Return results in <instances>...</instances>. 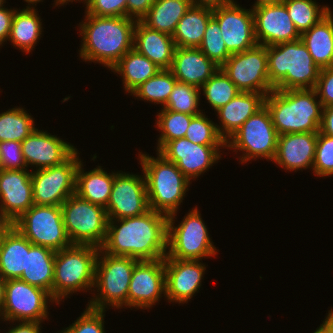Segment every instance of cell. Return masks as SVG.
<instances>
[{"label":"cell","mask_w":333,"mask_h":333,"mask_svg":"<svg viewBox=\"0 0 333 333\" xmlns=\"http://www.w3.org/2000/svg\"><path fill=\"white\" fill-rule=\"evenodd\" d=\"M41 322H27L20 321L19 325L17 324L15 327L12 326L10 330L6 333H41Z\"/></svg>","instance_id":"obj_51"},{"label":"cell","mask_w":333,"mask_h":333,"mask_svg":"<svg viewBox=\"0 0 333 333\" xmlns=\"http://www.w3.org/2000/svg\"><path fill=\"white\" fill-rule=\"evenodd\" d=\"M282 2V0H256L252 7L261 5V4H269V3H277Z\"/></svg>","instance_id":"obj_56"},{"label":"cell","mask_w":333,"mask_h":333,"mask_svg":"<svg viewBox=\"0 0 333 333\" xmlns=\"http://www.w3.org/2000/svg\"><path fill=\"white\" fill-rule=\"evenodd\" d=\"M100 248L72 244L56 251L54 262L53 301L59 304L70 294L91 290L95 284V264Z\"/></svg>","instance_id":"obj_6"},{"label":"cell","mask_w":333,"mask_h":333,"mask_svg":"<svg viewBox=\"0 0 333 333\" xmlns=\"http://www.w3.org/2000/svg\"><path fill=\"white\" fill-rule=\"evenodd\" d=\"M313 333H321V325H320L319 328H317L316 331L313 332Z\"/></svg>","instance_id":"obj_60"},{"label":"cell","mask_w":333,"mask_h":333,"mask_svg":"<svg viewBox=\"0 0 333 333\" xmlns=\"http://www.w3.org/2000/svg\"><path fill=\"white\" fill-rule=\"evenodd\" d=\"M278 133L270 113L264 105L250 116L242 126L226 141V147L233 151H242V162L254 158H265L273 161L277 152Z\"/></svg>","instance_id":"obj_10"},{"label":"cell","mask_w":333,"mask_h":333,"mask_svg":"<svg viewBox=\"0 0 333 333\" xmlns=\"http://www.w3.org/2000/svg\"><path fill=\"white\" fill-rule=\"evenodd\" d=\"M156 0H127L126 17L141 20Z\"/></svg>","instance_id":"obj_48"},{"label":"cell","mask_w":333,"mask_h":333,"mask_svg":"<svg viewBox=\"0 0 333 333\" xmlns=\"http://www.w3.org/2000/svg\"><path fill=\"white\" fill-rule=\"evenodd\" d=\"M36 12L35 7L30 5L26 9L15 10L12 18L8 41L11 40L14 47L26 53L31 52L42 34L41 18Z\"/></svg>","instance_id":"obj_33"},{"label":"cell","mask_w":333,"mask_h":333,"mask_svg":"<svg viewBox=\"0 0 333 333\" xmlns=\"http://www.w3.org/2000/svg\"><path fill=\"white\" fill-rule=\"evenodd\" d=\"M56 251L33 245L26 238V270L19 279L47 291L53 299L54 262Z\"/></svg>","instance_id":"obj_27"},{"label":"cell","mask_w":333,"mask_h":333,"mask_svg":"<svg viewBox=\"0 0 333 333\" xmlns=\"http://www.w3.org/2000/svg\"><path fill=\"white\" fill-rule=\"evenodd\" d=\"M80 161L76 171L75 194L104 208L110 199L114 177L117 173H107L98 166L89 172H84Z\"/></svg>","instance_id":"obj_28"},{"label":"cell","mask_w":333,"mask_h":333,"mask_svg":"<svg viewBox=\"0 0 333 333\" xmlns=\"http://www.w3.org/2000/svg\"><path fill=\"white\" fill-rule=\"evenodd\" d=\"M165 298L168 302L188 303L200 289L206 266L200 260L164 258Z\"/></svg>","instance_id":"obj_20"},{"label":"cell","mask_w":333,"mask_h":333,"mask_svg":"<svg viewBox=\"0 0 333 333\" xmlns=\"http://www.w3.org/2000/svg\"><path fill=\"white\" fill-rule=\"evenodd\" d=\"M76 151L64 163L31 172L35 205L61 206L75 193L76 171L80 163Z\"/></svg>","instance_id":"obj_14"},{"label":"cell","mask_w":333,"mask_h":333,"mask_svg":"<svg viewBox=\"0 0 333 333\" xmlns=\"http://www.w3.org/2000/svg\"><path fill=\"white\" fill-rule=\"evenodd\" d=\"M312 171L320 177L333 175V137L317 132Z\"/></svg>","instance_id":"obj_43"},{"label":"cell","mask_w":333,"mask_h":333,"mask_svg":"<svg viewBox=\"0 0 333 333\" xmlns=\"http://www.w3.org/2000/svg\"><path fill=\"white\" fill-rule=\"evenodd\" d=\"M5 286L6 280L0 275V314L5 302Z\"/></svg>","instance_id":"obj_55"},{"label":"cell","mask_w":333,"mask_h":333,"mask_svg":"<svg viewBox=\"0 0 333 333\" xmlns=\"http://www.w3.org/2000/svg\"><path fill=\"white\" fill-rule=\"evenodd\" d=\"M201 89L193 85L177 81L171 92L164 109L186 113L189 115H198Z\"/></svg>","instance_id":"obj_40"},{"label":"cell","mask_w":333,"mask_h":333,"mask_svg":"<svg viewBox=\"0 0 333 333\" xmlns=\"http://www.w3.org/2000/svg\"><path fill=\"white\" fill-rule=\"evenodd\" d=\"M178 80L169 69H162L156 75L140 84L131 95L151 103L161 104L164 108Z\"/></svg>","instance_id":"obj_36"},{"label":"cell","mask_w":333,"mask_h":333,"mask_svg":"<svg viewBox=\"0 0 333 333\" xmlns=\"http://www.w3.org/2000/svg\"><path fill=\"white\" fill-rule=\"evenodd\" d=\"M84 21L79 23L82 36L79 52L85 62L97 61L96 63L112 69L128 51L133 49L137 20L129 17H100L86 14Z\"/></svg>","instance_id":"obj_2"},{"label":"cell","mask_w":333,"mask_h":333,"mask_svg":"<svg viewBox=\"0 0 333 333\" xmlns=\"http://www.w3.org/2000/svg\"><path fill=\"white\" fill-rule=\"evenodd\" d=\"M142 171L146 179L149 209L170 215L177 213L190 180L175 163L157 152V158L140 152Z\"/></svg>","instance_id":"obj_5"},{"label":"cell","mask_w":333,"mask_h":333,"mask_svg":"<svg viewBox=\"0 0 333 333\" xmlns=\"http://www.w3.org/2000/svg\"><path fill=\"white\" fill-rule=\"evenodd\" d=\"M317 98L315 89L271 91L264 105L278 135L319 132L323 106Z\"/></svg>","instance_id":"obj_3"},{"label":"cell","mask_w":333,"mask_h":333,"mask_svg":"<svg viewBox=\"0 0 333 333\" xmlns=\"http://www.w3.org/2000/svg\"><path fill=\"white\" fill-rule=\"evenodd\" d=\"M165 294L164 258L138 261L129 284L128 308H151Z\"/></svg>","instance_id":"obj_19"},{"label":"cell","mask_w":333,"mask_h":333,"mask_svg":"<svg viewBox=\"0 0 333 333\" xmlns=\"http://www.w3.org/2000/svg\"><path fill=\"white\" fill-rule=\"evenodd\" d=\"M319 132L333 137V105L323 108Z\"/></svg>","instance_id":"obj_50"},{"label":"cell","mask_w":333,"mask_h":333,"mask_svg":"<svg viewBox=\"0 0 333 333\" xmlns=\"http://www.w3.org/2000/svg\"><path fill=\"white\" fill-rule=\"evenodd\" d=\"M33 245L60 251L72 245L66 233L61 206L33 205L13 222Z\"/></svg>","instance_id":"obj_11"},{"label":"cell","mask_w":333,"mask_h":333,"mask_svg":"<svg viewBox=\"0 0 333 333\" xmlns=\"http://www.w3.org/2000/svg\"><path fill=\"white\" fill-rule=\"evenodd\" d=\"M192 5L200 6L209 9H216L222 6L229 5L234 2V0H191Z\"/></svg>","instance_id":"obj_52"},{"label":"cell","mask_w":333,"mask_h":333,"mask_svg":"<svg viewBox=\"0 0 333 333\" xmlns=\"http://www.w3.org/2000/svg\"><path fill=\"white\" fill-rule=\"evenodd\" d=\"M13 223L5 216L0 213V243L2 242L3 236L11 228Z\"/></svg>","instance_id":"obj_54"},{"label":"cell","mask_w":333,"mask_h":333,"mask_svg":"<svg viewBox=\"0 0 333 333\" xmlns=\"http://www.w3.org/2000/svg\"><path fill=\"white\" fill-rule=\"evenodd\" d=\"M156 126L161 132L157 152L169 141L184 138L186 130L195 115L162 109L157 114Z\"/></svg>","instance_id":"obj_38"},{"label":"cell","mask_w":333,"mask_h":333,"mask_svg":"<svg viewBox=\"0 0 333 333\" xmlns=\"http://www.w3.org/2000/svg\"><path fill=\"white\" fill-rule=\"evenodd\" d=\"M175 216L176 213L168 216V251L165 258L202 260L216 255V247L197 207L189 211L178 226H174Z\"/></svg>","instance_id":"obj_8"},{"label":"cell","mask_w":333,"mask_h":333,"mask_svg":"<svg viewBox=\"0 0 333 333\" xmlns=\"http://www.w3.org/2000/svg\"><path fill=\"white\" fill-rule=\"evenodd\" d=\"M265 97L262 93L241 92L219 108L216 112L221 126L216 127L220 136L227 141L250 116L264 106Z\"/></svg>","instance_id":"obj_26"},{"label":"cell","mask_w":333,"mask_h":333,"mask_svg":"<svg viewBox=\"0 0 333 333\" xmlns=\"http://www.w3.org/2000/svg\"><path fill=\"white\" fill-rule=\"evenodd\" d=\"M218 21L222 38L230 54L249 50L257 45L252 9L242 8L235 1L212 10Z\"/></svg>","instance_id":"obj_17"},{"label":"cell","mask_w":333,"mask_h":333,"mask_svg":"<svg viewBox=\"0 0 333 333\" xmlns=\"http://www.w3.org/2000/svg\"><path fill=\"white\" fill-rule=\"evenodd\" d=\"M26 270V237L13 225L0 243V275L19 279Z\"/></svg>","instance_id":"obj_30"},{"label":"cell","mask_w":333,"mask_h":333,"mask_svg":"<svg viewBox=\"0 0 333 333\" xmlns=\"http://www.w3.org/2000/svg\"><path fill=\"white\" fill-rule=\"evenodd\" d=\"M21 149L27 167L37 170L60 165L77 151L71 143L37 128L21 142Z\"/></svg>","instance_id":"obj_21"},{"label":"cell","mask_w":333,"mask_h":333,"mask_svg":"<svg viewBox=\"0 0 333 333\" xmlns=\"http://www.w3.org/2000/svg\"><path fill=\"white\" fill-rule=\"evenodd\" d=\"M326 319L321 324V333H333V310L328 311Z\"/></svg>","instance_id":"obj_53"},{"label":"cell","mask_w":333,"mask_h":333,"mask_svg":"<svg viewBox=\"0 0 333 333\" xmlns=\"http://www.w3.org/2000/svg\"><path fill=\"white\" fill-rule=\"evenodd\" d=\"M66 233L72 244L100 248L106 238V209L72 194L61 205Z\"/></svg>","instance_id":"obj_9"},{"label":"cell","mask_w":333,"mask_h":333,"mask_svg":"<svg viewBox=\"0 0 333 333\" xmlns=\"http://www.w3.org/2000/svg\"><path fill=\"white\" fill-rule=\"evenodd\" d=\"M108 219L139 216L149 210L146 179L143 176L119 171L114 177L107 204Z\"/></svg>","instance_id":"obj_15"},{"label":"cell","mask_w":333,"mask_h":333,"mask_svg":"<svg viewBox=\"0 0 333 333\" xmlns=\"http://www.w3.org/2000/svg\"><path fill=\"white\" fill-rule=\"evenodd\" d=\"M23 108H12L0 114V142H22L33 130L34 119Z\"/></svg>","instance_id":"obj_35"},{"label":"cell","mask_w":333,"mask_h":333,"mask_svg":"<svg viewBox=\"0 0 333 333\" xmlns=\"http://www.w3.org/2000/svg\"><path fill=\"white\" fill-rule=\"evenodd\" d=\"M85 13L100 17H126L127 0H85Z\"/></svg>","instance_id":"obj_45"},{"label":"cell","mask_w":333,"mask_h":333,"mask_svg":"<svg viewBox=\"0 0 333 333\" xmlns=\"http://www.w3.org/2000/svg\"><path fill=\"white\" fill-rule=\"evenodd\" d=\"M219 147L226 146L195 144L184 137L167 142L158 153L175 163L189 180H193L222 158Z\"/></svg>","instance_id":"obj_18"},{"label":"cell","mask_w":333,"mask_h":333,"mask_svg":"<svg viewBox=\"0 0 333 333\" xmlns=\"http://www.w3.org/2000/svg\"><path fill=\"white\" fill-rule=\"evenodd\" d=\"M216 125L202 112L191 119L185 138L200 145L226 146V141L220 136Z\"/></svg>","instance_id":"obj_41"},{"label":"cell","mask_w":333,"mask_h":333,"mask_svg":"<svg viewBox=\"0 0 333 333\" xmlns=\"http://www.w3.org/2000/svg\"><path fill=\"white\" fill-rule=\"evenodd\" d=\"M202 88L204 97L215 111L230 102L241 91L229 79V77L219 69Z\"/></svg>","instance_id":"obj_39"},{"label":"cell","mask_w":333,"mask_h":333,"mask_svg":"<svg viewBox=\"0 0 333 333\" xmlns=\"http://www.w3.org/2000/svg\"><path fill=\"white\" fill-rule=\"evenodd\" d=\"M191 5V0H156L141 21L154 30L172 36Z\"/></svg>","instance_id":"obj_34"},{"label":"cell","mask_w":333,"mask_h":333,"mask_svg":"<svg viewBox=\"0 0 333 333\" xmlns=\"http://www.w3.org/2000/svg\"><path fill=\"white\" fill-rule=\"evenodd\" d=\"M104 312L87 306L81 316L60 333H105Z\"/></svg>","instance_id":"obj_44"},{"label":"cell","mask_w":333,"mask_h":333,"mask_svg":"<svg viewBox=\"0 0 333 333\" xmlns=\"http://www.w3.org/2000/svg\"><path fill=\"white\" fill-rule=\"evenodd\" d=\"M70 1L73 2V1H75V0H56V1H55V5H57V6H58V5L60 6L61 4L64 5L65 3L67 4V3L70 2ZM76 1H77V0H76ZM78 1H83V2H84L85 0H78Z\"/></svg>","instance_id":"obj_57"},{"label":"cell","mask_w":333,"mask_h":333,"mask_svg":"<svg viewBox=\"0 0 333 333\" xmlns=\"http://www.w3.org/2000/svg\"><path fill=\"white\" fill-rule=\"evenodd\" d=\"M317 132L282 134L278 136L273 162L286 171L313 168Z\"/></svg>","instance_id":"obj_23"},{"label":"cell","mask_w":333,"mask_h":333,"mask_svg":"<svg viewBox=\"0 0 333 333\" xmlns=\"http://www.w3.org/2000/svg\"><path fill=\"white\" fill-rule=\"evenodd\" d=\"M24 1L27 2L28 5H30V4L34 5V4H37V2L39 3L42 0H24Z\"/></svg>","instance_id":"obj_58"},{"label":"cell","mask_w":333,"mask_h":333,"mask_svg":"<svg viewBox=\"0 0 333 333\" xmlns=\"http://www.w3.org/2000/svg\"><path fill=\"white\" fill-rule=\"evenodd\" d=\"M220 69L241 92L267 96L274 90L269 81L267 46L257 44L249 50L231 54Z\"/></svg>","instance_id":"obj_12"},{"label":"cell","mask_w":333,"mask_h":333,"mask_svg":"<svg viewBox=\"0 0 333 333\" xmlns=\"http://www.w3.org/2000/svg\"><path fill=\"white\" fill-rule=\"evenodd\" d=\"M138 261L132 257L113 256L99 250L94 284L99 295H95L87 306L97 310H105L107 305L116 309L123 305L128 307L129 284Z\"/></svg>","instance_id":"obj_7"},{"label":"cell","mask_w":333,"mask_h":333,"mask_svg":"<svg viewBox=\"0 0 333 333\" xmlns=\"http://www.w3.org/2000/svg\"><path fill=\"white\" fill-rule=\"evenodd\" d=\"M333 12L330 11L300 39L308 49L316 65L321 68L333 66Z\"/></svg>","instance_id":"obj_29"},{"label":"cell","mask_w":333,"mask_h":333,"mask_svg":"<svg viewBox=\"0 0 333 333\" xmlns=\"http://www.w3.org/2000/svg\"><path fill=\"white\" fill-rule=\"evenodd\" d=\"M254 34L258 45L272 46L300 39L283 2L252 7Z\"/></svg>","instance_id":"obj_16"},{"label":"cell","mask_w":333,"mask_h":333,"mask_svg":"<svg viewBox=\"0 0 333 333\" xmlns=\"http://www.w3.org/2000/svg\"><path fill=\"white\" fill-rule=\"evenodd\" d=\"M211 17L212 9L191 5L172 35L176 47L198 48Z\"/></svg>","instance_id":"obj_32"},{"label":"cell","mask_w":333,"mask_h":333,"mask_svg":"<svg viewBox=\"0 0 333 333\" xmlns=\"http://www.w3.org/2000/svg\"><path fill=\"white\" fill-rule=\"evenodd\" d=\"M198 48L219 67L231 56L222 38L219 23L213 16L209 19L203 40Z\"/></svg>","instance_id":"obj_42"},{"label":"cell","mask_w":333,"mask_h":333,"mask_svg":"<svg viewBox=\"0 0 333 333\" xmlns=\"http://www.w3.org/2000/svg\"><path fill=\"white\" fill-rule=\"evenodd\" d=\"M111 70L122 76L123 87L126 93H131L140 84L146 82L162 69L133 48Z\"/></svg>","instance_id":"obj_31"},{"label":"cell","mask_w":333,"mask_h":333,"mask_svg":"<svg viewBox=\"0 0 333 333\" xmlns=\"http://www.w3.org/2000/svg\"><path fill=\"white\" fill-rule=\"evenodd\" d=\"M15 10L16 9L11 10V8L8 9L5 7L0 8V45L5 41L7 42L10 36L11 23Z\"/></svg>","instance_id":"obj_49"},{"label":"cell","mask_w":333,"mask_h":333,"mask_svg":"<svg viewBox=\"0 0 333 333\" xmlns=\"http://www.w3.org/2000/svg\"><path fill=\"white\" fill-rule=\"evenodd\" d=\"M48 300L51 295L42 288L21 279L6 280L5 302L0 314L4 321L43 322L48 319ZM0 319V320H1Z\"/></svg>","instance_id":"obj_13"},{"label":"cell","mask_w":333,"mask_h":333,"mask_svg":"<svg viewBox=\"0 0 333 333\" xmlns=\"http://www.w3.org/2000/svg\"><path fill=\"white\" fill-rule=\"evenodd\" d=\"M267 62L275 90L315 89L320 68L301 39L267 46Z\"/></svg>","instance_id":"obj_4"},{"label":"cell","mask_w":333,"mask_h":333,"mask_svg":"<svg viewBox=\"0 0 333 333\" xmlns=\"http://www.w3.org/2000/svg\"><path fill=\"white\" fill-rule=\"evenodd\" d=\"M27 168L22 154L21 142H0V169L24 170Z\"/></svg>","instance_id":"obj_46"},{"label":"cell","mask_w":333,"mask_h":333,"mask_svg":"<svg viewBox=\"0 0 333 333\" xmlns=\"http://www.w3.org/2000/svg\"><path fill=\"white\" fill-rule=\"evenodd\" d=\"M0 213L12 223L34 205L31 171L0 169Z\"/></svg>","instance_id":"obj_22"},{"label":"cell","mask_w":333,"mask_h":333,"mask_svg":"<svg viewBox=\"0 0 333 333\" xmlns=\"http://www.w3.org/2000/svg\"><path fill=\"white\" fill-rule=\"evenodd\" d=\"M219 69L199 48L176 47L169 70L179 82L200 88Z\"/></svg>","instance_id":"obj_24"},{"label":"cell","mask_w":333,"mask_h":333,"mask_svg":"<svg viewBox=\"0 0 333 333\" xmlns=\"http://www.w3.org/2000/svg\"><path fill=\"white\" fill-rule=\"evenodd\" d=\"M167 234L168 215L149 209L139 216L108 219L100 250L139 261L163 259L167 255Z\"/></svg>","instance_id":"obj_1"},{"label":"cell","mask_w":333,"mask_h":333,"mask_svg":"<svg viewBox=\"0 0 333 333\" xmlns=\"http://www.w3.org/2000/svg\"><path fill=\"white\" fill-rule=\"evenodd\" d=\"M6 1L5 0H0V8L1 7H4V3H5Z\"/></svg>","instance_id":"obj_59"},{"label":"cell","mask_w":333,"mask_h":333,"mask_svg":"<svg viewBox=\"0 0 333 333\" xmlns=\"http://www.w3.org/2000/svg\"><path fill=\"white\" fill-rule=\"evenodd\" d=\"M282 2L300 35L331 11L328 6L320 8L314 0H282Z\"/></svg>","instance_id":"obj_37"},{"label":"cell","mask_w":333,"mask_h":333,"mask_svg":"<svg viewBox=\"0 0 333 333\" xmlns=\"http://www.w3.org/2000/svg\"><path fill=\"white\" fill-rule=\"evenodd\" d=\"M315 90L323 108L333 105V66L320 69Z\"/></svg>","instance_id":"obj_47"},{"label":"cell","mask_w":333,"mask_h":333,"mask_svg":"<svg viewBox=\"0 0 333 333\" xmlns=\"http://www.w3.org/2000/svg\"><path fill=\"white\" fill-rule=\"evenodd\" d=\"M133 48L160 69H170L176 45L171 35L154 30L139 20L134 29Z\"/></svg>","instance_id":"obj_25"}]
</instances>
